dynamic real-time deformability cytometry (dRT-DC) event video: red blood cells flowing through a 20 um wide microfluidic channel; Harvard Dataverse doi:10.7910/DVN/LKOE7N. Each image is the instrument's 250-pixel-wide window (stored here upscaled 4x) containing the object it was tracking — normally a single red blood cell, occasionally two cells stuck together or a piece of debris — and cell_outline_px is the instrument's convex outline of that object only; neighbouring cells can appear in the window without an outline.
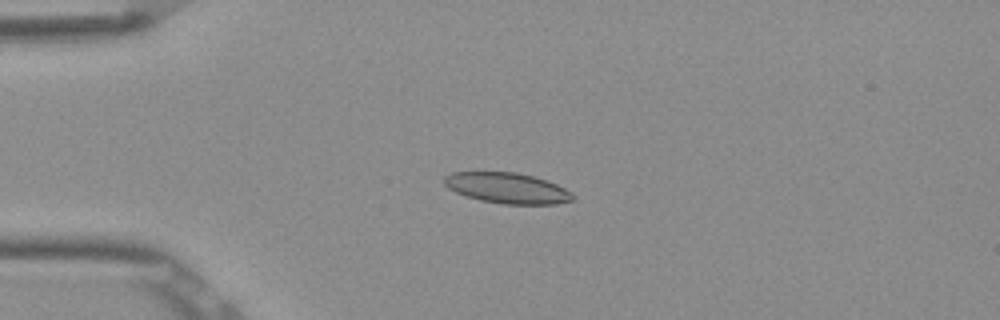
{"species": "Egyptian fruit bat (a non-hibernating species)", "species_latin": "Rousettus aegyptiacus", "temperature_condition": "room temperature", "stored_images_in_passage": 5, "camera_frame_rate_fps": 3000, "um_per_image_px": 0.085, "frame": {"image": 1, "passage_image": 4, "time_ms": 1.0, "image_size_px": [1000, 320], "cell_outline_px": [[576, 200], [556, 204], [504, 204], [480, 200], [456, 192], [448, 188], [444, 184], [444, 176], [452, 172], [516, 172], [548, 180], [572, 192], [576, 196]], "centroid_in_image_um": [43.16, 15.99], "position_along_channel_um": 41.8, "area_um2": 23.06}}